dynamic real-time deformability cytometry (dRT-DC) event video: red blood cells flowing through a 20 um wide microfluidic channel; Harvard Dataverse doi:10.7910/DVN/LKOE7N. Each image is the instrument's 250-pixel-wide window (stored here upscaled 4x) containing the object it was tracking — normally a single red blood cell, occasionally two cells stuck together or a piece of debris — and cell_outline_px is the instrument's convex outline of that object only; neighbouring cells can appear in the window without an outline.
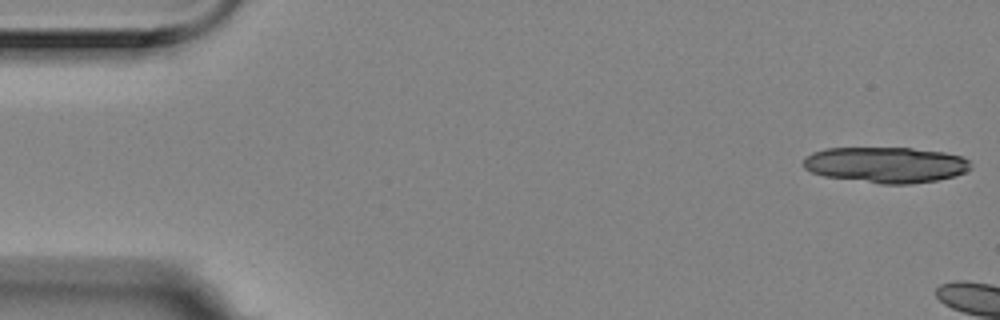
{"species": "Egyptian fruit bat (a non-hibernating species)", "species_latin": "Rousettus aegyptiacus", "temperature_condition": "room temperature", "stored_images_in_passage": 2, "camera_frame_rate_fps": 3000, "um_per_image_px": 0.085, "animal": {"sex": "female"}, "frame": {"image": 1, "passage_image": 1, "time_ms": 0.0, "image_size_px": [1000, 320], "cell_outline_px": [[972, 168], [968, 172], [956, 176], [936, 180], [908, 184], [880, 184], [824, 176], [812, 172], [804, 168], [804, 156], [812, 152], [824, 148], [912, 148], [944, 152], [964, 156], [968, 160]], "centroid_in_image_um": [75.32, 14.01], "position_along_channel_um": 9.7, "area_um2": 35.26}}